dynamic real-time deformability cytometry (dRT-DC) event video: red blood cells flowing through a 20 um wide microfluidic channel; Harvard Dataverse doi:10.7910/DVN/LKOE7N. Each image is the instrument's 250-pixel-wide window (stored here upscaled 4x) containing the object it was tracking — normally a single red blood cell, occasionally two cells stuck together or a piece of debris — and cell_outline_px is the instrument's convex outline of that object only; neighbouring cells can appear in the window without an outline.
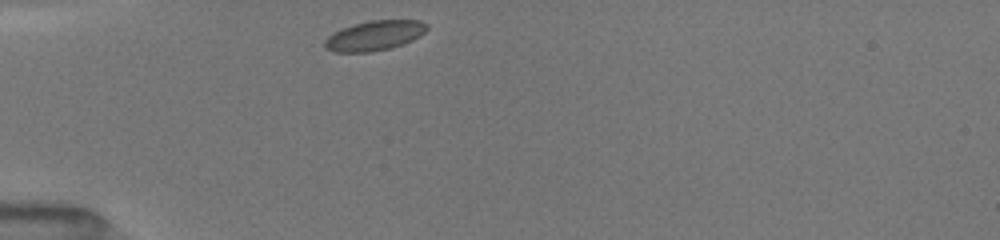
{"species": "common noctule bat (a hibernating species)", "species_latin": "Nyctalus noctula", "temperature_condition": "room temperature", "stored_images_in_passage": 37, "camera_frame_rate_fps": 3000, "um_per_image_px": 0.085, "animal": {"sex": "female", "body_mass_g": 19.5, "forearm_length_mm": 54.1}, "frame": {"image": 1, "passage_image": 1, "time_ms": 0.0, "image_size_px": [1000, 240], "cell_outline_px": [[428, 28], [420, 36], [412, 40], [392, 48], [372, 52], [332, 52], [324, 48], [324, 40], [328, 36], [340, 28], [372, 20], [420, 20], [428, 24]], "centroid_in_image_um": [31.82, 3.03], "position_along_channel_um": 53.2, "area_um2": 17.92}}
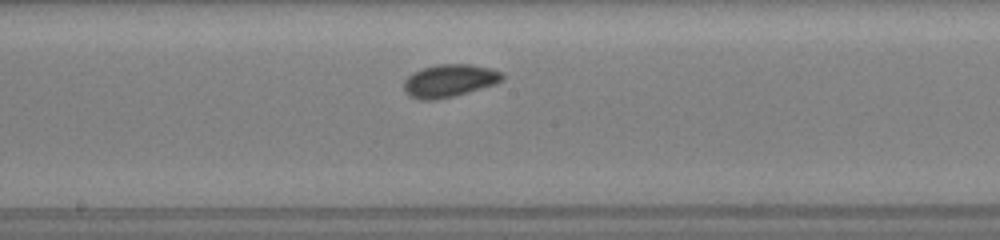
{"frame": {"image": 2, "passage_image": 14, "time_ms": 4.333, "image_size_px": [1000, 240], "cell_outline_px": [[504, 80], [496, 84], [452, 96], [436, 100], [420, 100], [408, 96], [404, 92], [404, 80], [412, 72], [424, 68], [440, 64], [472, 64], [492, 68], [504, 72]], "centroid_in_image_um": [38.22, 6.85], "position_along_channel_um": 210.0, "area_um2": 18.96}}
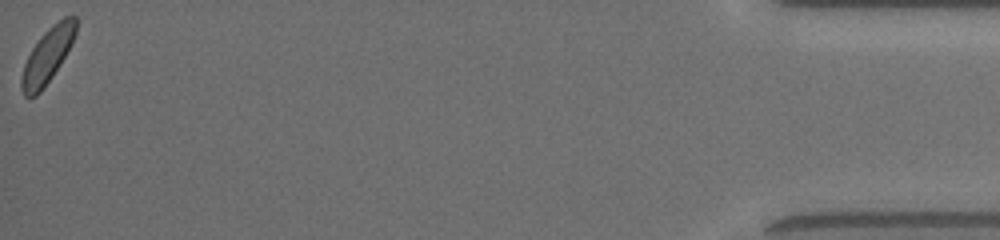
{"frame": {"image": 3, "passage_image": 37, "time_ms": 12.0, "image_size_px": [1000, 240], "cell_outline_px": [[76, 32], [72, 44], [60, 64], [44, 88], [36, 96], [24, 96], [20, 88], [20, 80], [24, 64], [32, 48], [40, 36], [52, 24], [64, 16], [72, 12], [76, 16]], "centroid_in_image_um": [4.05, 4.69], "position_along_channel_um": 431.2, "area_um2": 17.57}}